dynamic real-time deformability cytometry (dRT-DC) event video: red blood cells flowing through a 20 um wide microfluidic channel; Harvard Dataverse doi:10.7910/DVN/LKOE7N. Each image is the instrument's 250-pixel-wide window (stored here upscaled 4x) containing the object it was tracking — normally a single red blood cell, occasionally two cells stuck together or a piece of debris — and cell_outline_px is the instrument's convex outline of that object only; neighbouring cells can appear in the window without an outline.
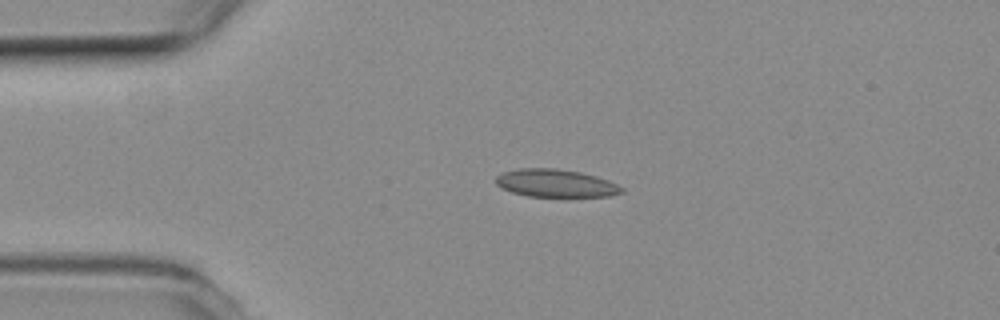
{"species": "common noctule bat (a hibernating species)", "species_latin": "Nyctalus noctula", "temperature_condition": "room temperature", "stored_images_in_passage": 7, "camera_frame_rate_fps": 3000, "um_per_image_px": 0.085, "animal": {"sex": "female", "body_mass_g": 19.3, "forearm_length_mm": 54.1}, "frame": {"image": 1, "passage_image": 1, "time_ms": 0.0, "image_size_px": [1000, 320], "cell_outline_px": [[624, 192], [608, 196], [528, 196], [512, 192], [500, 188], [496, 184], [496, 176], [504, 172], [516, 168], [556, 168], [580, 172], [596, 176], [608, 180], [624, 188]], "centroid_in_image_um": [47.21, 15.56], "position_along_channel_um": 37.8, "area_um2": 20.35}}
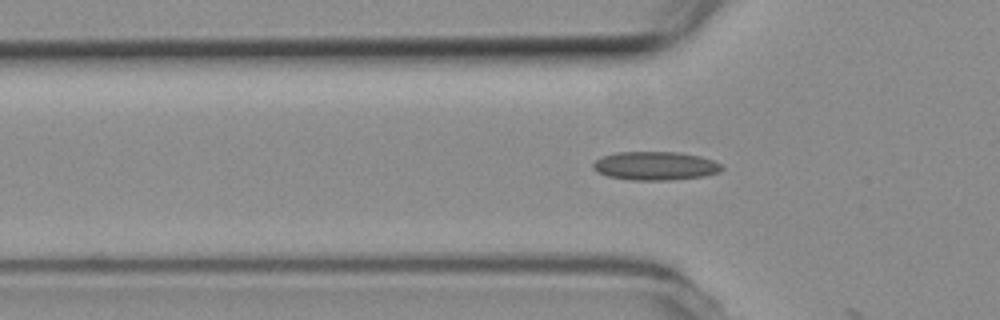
{"frame": {"image": 2, "passage_image": 6, "time_ms": 1.667, "image_size_px": [1000, 320], "cell_outline_px": [[724, 168], [720, 172], [704, 176], [672, 180], [632, 180], [608, 176], [596, 172], [592, 168], [592, 164], [596, 160], [604, 156], [616, 152], [680, 152], [700, 156], [712, 160], [720, 164]], "centroid_in_image_um": [55.7, 14.1], "position_along_channel_um": 70.1, "area_um2": 21.5}}